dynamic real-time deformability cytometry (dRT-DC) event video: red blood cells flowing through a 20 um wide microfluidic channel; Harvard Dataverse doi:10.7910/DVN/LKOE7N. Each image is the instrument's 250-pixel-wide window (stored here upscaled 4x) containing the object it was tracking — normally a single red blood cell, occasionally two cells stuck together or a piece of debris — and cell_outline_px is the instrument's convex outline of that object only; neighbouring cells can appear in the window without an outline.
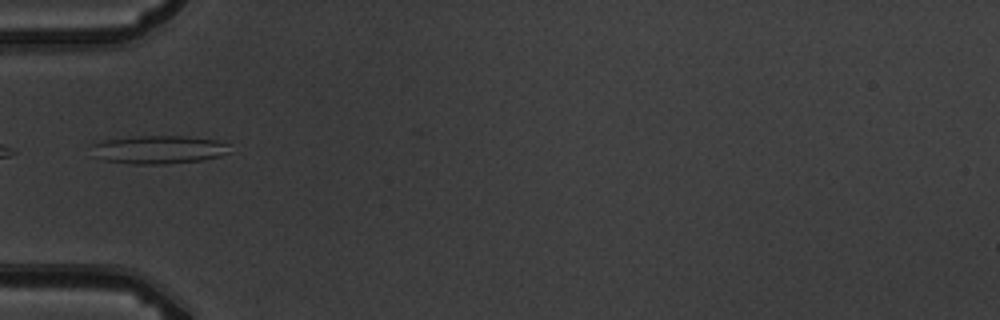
{"species": "common noctule bat (a hibernating species)", "species_latin": "Nyctalus noctula", "temperature_condition": "warm", "stored_images_in_passage": 9, "camera_frame_rate_fps": 3000, "um_per_image_px": 0.085, "animal": {"sex": "male", "body_mass_g": 19.5, "forearm_length_mm": 54.6}, "frame": {"image": 1, "passage_image": 6, "time_ms": 5.667, "image_size_px": [1000, 320], "cell_outline_px": [[228, 152], [220, 156], [200, 160], [164, 164], [132, 164], [104, 160], [92, 156], [92, 144], [104, 140], [136, 136], [184, 136], [216, 140], [228, 144]], "centroid_in_image_um": [13.43, 12.72], "position_along_channel_um": 71.6, "area_um2": 22.66}}
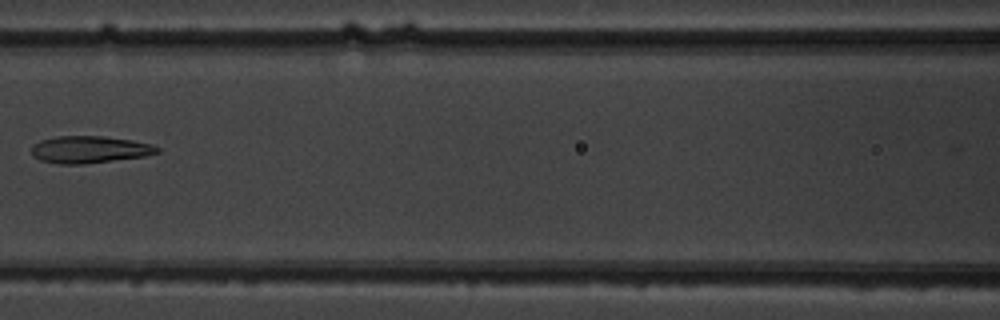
{"frame": {"image": 2, "passage_image": 8, "time_ms": 8.0, "image_size_px": [1000, 320], "cell_outline_px": [[160, 152], [144, 156], [84, 164], [60, 164], [40, 160], [32, 156], [32, 144], [40, 140], [56, 136], [104, 136], [132, 140], [152, 144], [160, 148]], "centroid_in_image_um": [7.6, 12.7], "position_along_channel_um": 159.0, "area_um2": 19.94}}
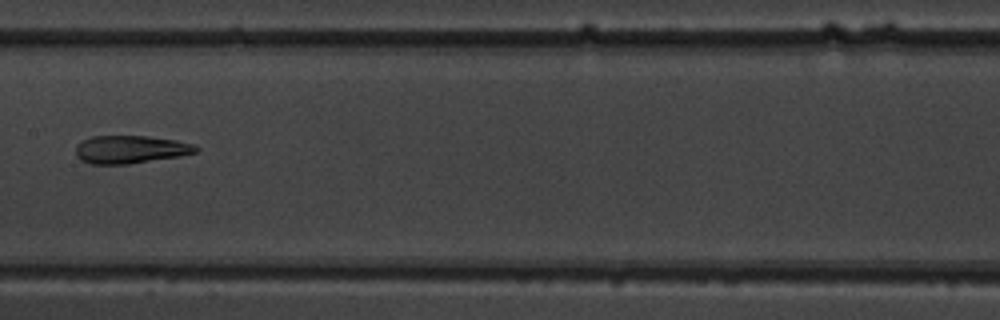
{"frame": {"image": 3, "passage_image": 9, "time_ms": 9.0, "image_size_px": [1000, 320], "cell_outline_px": [[200, 148], [196, 152], [180, 156], [128, 164], [88, 164], [80, 160], [76, 156], [76, 144], [92, 136], [148, 136], [176, 140], [192, 144]], "centroid_in_image_um": [11.06, 12.7], "position_along_channel_um": 196.3, "area_um2": 19.59}}